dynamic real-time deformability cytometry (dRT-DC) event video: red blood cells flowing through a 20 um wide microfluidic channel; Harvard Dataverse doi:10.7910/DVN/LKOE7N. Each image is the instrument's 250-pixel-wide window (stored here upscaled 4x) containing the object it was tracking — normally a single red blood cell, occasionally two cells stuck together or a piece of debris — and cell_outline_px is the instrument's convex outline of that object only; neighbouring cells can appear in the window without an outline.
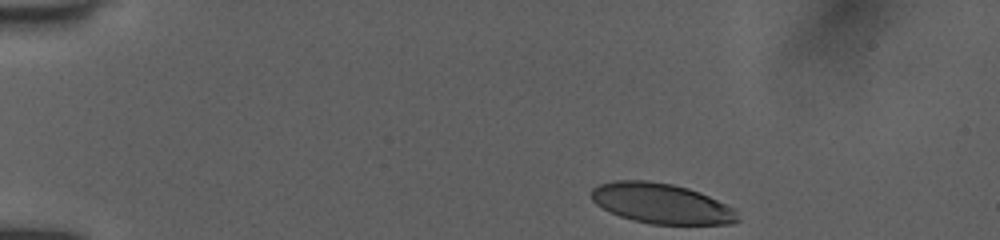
{"species": "human", "species_latin": "Homo sapiens", "temperature_condition": "room temperature", "stored_images_in_passage": 14, "camera_frame_rate_fps": 3000, "um_per_image_px": 0.085, "donor": {"sex": "female"}, "frame": {"image": 1, "passage_image": 1, "time_ms": 0.0, "image_size_px": [1000, 240], "cell_outline_px": [[740, 220], [732, 224], [652, 224], [632, 220], [620, 216], [596, 204], [592, 200], [592, 188], [600, 184], [616, 180], [648, 180], [672, 184], [688, 188], [700, 192], [736, 208]], "centroid_in_image_um": [56.27, 17.29], "position_along_channel_um": 28.7, "area_um2": 34.39}}
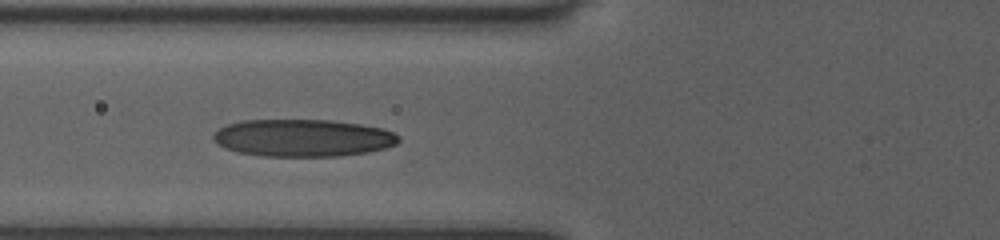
{"frame": {"image": 2, "passage_image": 8, "time_ms": 4.0, "image_size_px": [1000, 240], "cell_outline_px": [[400, 140], [396, 144], [384, 148], [368, 152], [336, 156], [264, 156], [236, 152], [224, 148], [212, 140], [212, 136], [220, 128], [228, 124], [244, 120], [332, 120], [360, 124], [380, 128], [392, 132], [400, 136]], "centroid_in_image_um": [25.72, 11.72], "position_along_channel_um": 100.1, "area_um2": 40.29}}
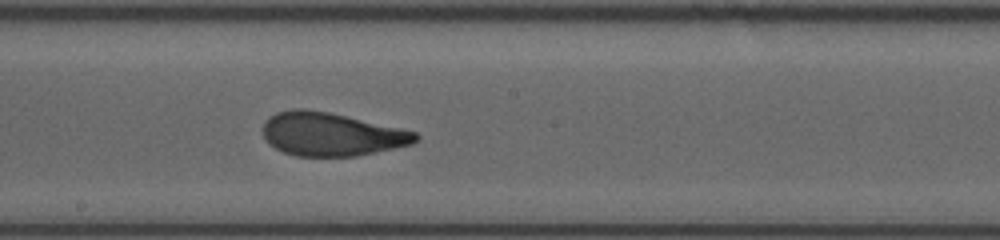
{"frame": {"image": 3, "passage_image": 14, "time_ms": 7.0, "image_size_px": [1000, 240], "cell_outline_px": [[420, 140], [412, 144], [356, 156], [296, 156], [284, 152], [268, 144], [264, 136], [264, 124], [276, 112], [292, 108], [300, 108], [328, 112], [400, 128], [416, 132], [420, 136]], "centroid_in_image_um": [28.17, 11.41], "position_along_channel_um": 220.0, "area_um2": 38.26}}